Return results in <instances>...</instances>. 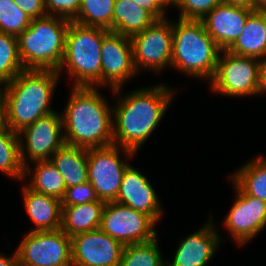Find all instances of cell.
<instances>
[{"label": "cell", "mask_w": 266, "mask_h": 266, "mask_svg": "<svg viewBox=\"0 0 266 266\" xmlns=\"http://www.w3.org/2000/svg\"><path fill=\"white\" fill-rule=\"evenodd\" d=\"M157 84L140 87L126 94L120 92L122 87L111 90L117 97L113 106L114 145L138 153L156 130L177 94V90L169 85Z\"/></svg>", "instance_id": "6da1fadb"}, {"label": "cell", "mask_w": 266, "mask_h": 266, "mask_svg": "<svg viewBox=\"0 0 266 266\" xmlns=\"http://www.w3.org/2000/svg\"><path fill=\"white\" fill-rule=\"evenodd\" d=\"M61 112L65 143L85 149L113 144V107L98 87H71Z\"/></svg>", "instance_id": "7a4b0ae2"}, {"label": "cell", "mask_w": 266, "mask_h": 266, "mask_svg": "<svg viewBox=\"0 0 266 266\" xmlns=\"http://www.w3.org/2000/svg\"><path fill=\"white\" fill-rule=\"evenodd\" d=\"M56 70L25 69L4 84L5 125L18 133L37 119L56 112L51 108L59 82Z\"/></svg>", "instance_id": "3957f363"}, {"label": "cell", "mask_w": 266, "mask_h": 266, "mask_svg": "<svg viewBox=\"0 0 266 266\" xmlns=\"http://www.w3.org/2000/svg\"><path fill=\"white\" fill-rule=\"evenodd\" d=\"M172 21L171 68L186 76L208 80L215 73L221 49L207 33L202 20L178 18Z\"/></svg>", "instance_id": "277c9868"}, {"label": "cell", "mask_w": 266, "mask_h": 266, "mask_svg": "<svg viewBox=\"0 0 266 266\" xmlns=\"http://www.w3.org/2000/svg\"><path fill=\"white\" fill-rule=\"evenodd\" d=\"M109 30L84 26L70 21L66 34L65 53L57 71H66L73 87H102L101 47ZM66 68V70H64Z\"/></svg>", "instance_id": "5b68a950"}, {"label": "cell", "mask_w": 266, "mask_h": 266, "mask_svg": "<svg viewBox=\"0 0 266 266\" xmlns=\"http://www.w3.org/2000/svg\"><path fill=\"white\" fill-rule=\"evenodd\" d=\"M70 21L46 15L32 19L18 37V51L24 69L59 70Z\"/></svg>", "instance_id": "8992f818"}, {"label": "cell", "mask_w": 266, "mask_h": 266, "mask_svg": "<svg viewBox=\"0 0 266 266\" xmlns=\"http://www.w3.org/2000/svg\"><path fill=\"white\" fill-rule=\"evenodd\" d=\"M223 54V55H222ZM261 60L221 50L211 91L227 97L258 95Z\"/></svg>", "instance_id": "52a82bcc"}, {"label": "cell", "mask_w": 266, "mask_h": 266, "mask_svg": "<svg viewBox=\"0 0 266 266\" xmlns=\"http://www.w3.org/2000/svg\"><path fill=\"white\" fill-rule=\"evenodd\" d=\"M136 154L114 144L87 149L88 182L93 186L99 200L112 202L117 198L124 172L130 165L127 161L132 160Z\"/></svg>", "instance_id": "ba28073f"}, {"label": "cell", "mask_w": 266, "mask_h": 266, "mask_svg": "<svg viewBox=\"0 0 266 266\" xmlns=\"http://www.w3.org/2000/svg\"><path fill=\"white\" fill-rule=\"evenodd\" d=\"M137 73L153 71L160 74L171 67L173 32L172 20H156L147 29L130 38Z\"/></svg>", "instance_id": "9c48e42d"}, {"label": "cell", "mask_w": 266, "mask_h": 266, "mask_svg": "<svg viewBox=\"0 0 266 266\" xmlns=\"http://www.w3.org/2000/svg\"><path fill=\"white\" fill-rule=\"evenodd\" d=\"M20 266H71V237L62 229L28 231L15 249Z\"/></svg>", "instance_id": "30bf717a"}, {"label": "cell", "mask_w": 266, "mask_h": 266, "mask_svg": "<svg viewBox=\"0 0 266 266\" xmlns=\"http://www.w3.org/2000/svg\"><path fill=\"white\" fill-rule=\"evenodd\" d=\"M156 224L149 215L112 201L105 203L100 229L126 246L157 238Z\"/></svg>", "instance_id": "8fae6325"}, {"label": "cell", "mask_w": 266, "mask_h": 266, "mask_svg": "<svg viewBox=\"0 0 266 266\" xmlns=\"http://www.w3.org/2000/svg\"><path fill=\"white\" fill-rule=\"evenodd\" d=\"M20 158L24 167L29 162L50 160L65 144L62 116L53 112L37 119L18 132Z\"/></svg>", "instance_id": "7c38bea8"}, {"label": "cell", "mask_w": 266, "mask_h": 266, "mask_svg": "<svg viewBox=\"0 0 266 266\" xmlns=\"http://www.w3.org/2000/svg\"><path fill=\"white\" fill-rule=\"evenodd\" d=\"M235 201L223 220L224 229L239 246L246 245L266 227V202L243 194L235 185Z\"/></svg>", "instance_id": "4fadbf2b"}, {"label": "cell", "mask_w": 266, "mask_h": 266, "mask_svg": "<svg viewBox=\"0 0 266 266\" xmlns=\"http://www.w3.org/2000/svg\"><path fill=\"white\" fill-rule=\"evenodd\" d=\"M102 86L111 90L124 87L125 83L137 76L133 60L132 44L129 37L109 31L101 47Z\"/></svg>", "instance_id": "5bb4252c"}, {"label": "cell", "mask_w": 266, "mask_h": 266, "mask_svg": "<svg viewBox=\"0 0 266 266\" xmlns=\"http://www.w3.org/2000/svg\"><path fill=\"white\" fill-rule=\"evenodd\" d=\"M73 266H119L124 245L101 229L71 237Z\"/></svg>", "instance_id": "9a60e30c"}, {"label": "cell", "mask_w": 266, "mask_h": 266, "mask_svg": "<svg viewBox=\"0 0 266 266\" xmlns=\"http://www.w3.org/2000/svg\"><path fill=\"white\" fill-rule=\"evenodd\" d=\"M213 223L215 222L211 215L197 231L182 238L172 262L167 260L166 266H207L224 239L218 233L217 225Z\"/></svg>", "instance_id": "2e32d148"}, {"label": "cell", "mask_w": 266, "mask_h": 266, "mask_svg": "<svg viewBox=\"0 0 266 266\" xmlns=\"http://www.w3.org/2000/svg\"><path fill=\"white\" fill-rule=\"evenodd\" d=\"M155 190L145 174L129 165L124 172L117 198L114 201L143 212L158 223L164 210Z\"/></svg>", "instance_id": "e0dca14e"}, {"label": "cell", "mask_w": 266, "mask_h": 266, "mask_svg": "<svg viewBox=\"0 0 266 266\" xmlns=\"http://www.w3.org/2000/svg\"><path fill=\"white\" fill-rule=\"evenodd\" d=\"M253 11L254 9L222 1L202 22L217 46L221 50H227L242 33L247 18Z\"/></svg>", "instance_id": "ac0fdd59"}, {"label": "cell", "mask_w": 266, "mask_h": 266, "mask_svg": "<svg viewBox=\"0 0 266 266\" xmlns=\"http://www.w3.org/2000/svg\"><path fill=\"white\" fill-rule=\"evenodd\" d=\"M21 190L24 209L35 226L30 232L61 229L62 203L60 199L33 191L26 184H23Z\"/></svg>", "instance_id": "d6986e66"}, {"label": "cell", "mask_w": 266, "mask_h": 266, "mask_svg": "<svg viewBox=\"0 0 266 266\" xmlns=\"http://www.w3.org/2000/svg\"><path fill=\"white\" fill-rule=\"evenodd\" d=\"M236 55L266 59V9L254 10L242 33L227 49Z\"/></svg>", "instance_id": "ffe728a7"}, {"label": "cell", "mask_w": 266, "mask_h": 266, "mask_svg": "<svg viewBox=\"0 0 266 266\" xmlns=\"http://www.w3.org/2000/svg\"><path fill=\"white\" fill-rule=\"evenodd\" d=\"M105 201L62 206L61 229L69 236L100 229Z\"/></svg>", "instance_id": "44dd1931"}, {"label": "cell", "mask_w": 266, "mask_h": 266, "mask_svg": "<svg viewBox=\"0 0 266 266\" xmlns=\"http://www.w3.org/2000/svg\"><path fill=\"white\" fill-rule=\"evenodd\" d=\"M50 161L62 175L66 188L88 182L87 149L65 143Z\"/></svg>", "instance_id": "7402d4cb"}, {"label": "cell", "mask_w": 266, "mask_h": 266, "mask_svg": "<svg viewBox=\"0 0 266 266\" xmlns=\"http://www.w3.org/2000/svg\"><path fill=\"white\" fill-rule=\"evenodd\" d=\"M157 19L132 0H115L113 8V32L133 37L151 26Z\"/></svg>", "instance_id": "603a6c76"}, {"label": "cell", "mask_w": 266, "mask_h": 266, "mask_svg": "<svg viewBox=\"0 0 266 266\" xmlns=\"http://www.w3.org/2000/svg\"><path fill=\"white\" fill-rule=\"evenodd\" d=\"M34 168L31 169L29 163L24 169V179L26 177L30 180L27 186L33 191L41 194L56 197L60 200L64 198L66 186L62 175L50 160L34 161Z\"/></svg>", "instance_id": "cb8c5ba5"}, {"label": "cell", "mask_w": 266, "mask_h": 266, "mask_svg": "<svg viewBox=\"0 0 266 266\" xmlns=\"http://www.w3.org/2000/svg\"><path fill=\"white\" fill-rule=\"evenodd\" d=\"M239 168L228 176L232 185L243 194L266 202V157L257 155Z\"/></svg>", "instance_id": "d4e9b609"}, {"label": "cell", "mask_w": 266, "mask_h": 266, "mask_svg": "<svg viewBox=\"0 0 266 266\" xmlns=\"http://www.w3.org/2000/svg\"><path fill=\"white\" fill-rule=\"evenodd\" d=\"M24 169L20 158L18 133L6 125L0 127V172L22 182Z\"/></svg>", "instance_id": "484cf974"}, {"label": "cell", "mask_w": 266, "mask_h": 266, "mask_svg": "<svg viewBox=\"0 0 266 266\" xmlns=\"http://www.w3.org/2000/svg\"><path fill=\"white\" fill-rule=\"evenodd\" d=\"M115 0H81L80 9L73 22L113 31V8Z\"/></svg>", "instance_id": "4316f807"}, {"label": "cell", "mask_w": 266, "mask_h": 266, "mask_svg": "<svg viewBox=\"0 0 266 266\" xmlns=\"http://www.w3.org/2000/svg\"><path fill=\"white\" fill-rule=\"evenodd\" d=\"M158 239L124 246L119 266H166Z\"/></svg>", "instance_id": "83f0119b"}, {"label": "cell", "mask_w": 266, "mask_h": 266, "mask_svg": "<svg viewBox=\"0 0 266 266\" xmlns=\"http://www.w3.org/2000/svg\"><path fill=\"white\" fill-rule=\"evenodd\" d=\"M23 70L17 37L0 32V84L11 82Z\"/></svg>", "instance_id": "f1b7e54d"}, {"label": "cell", "mask_w": 266, "mask_h": 266, "mask_svg": "<svg viewBox=\"0 0 266 266\" xmlns=\"http://www.w3.org/2000/svg\"><path fill=\"white\" fill-rule=\"evenodd\" d=\"M32 19L13 0H0V32L18 37Z\"/></svg>", "instance_id": "f546056e"}, {"label": "cell", "mask_w": 266, "mask_h": 266, "mask_svg": "<svg viewBox=\"0 0 266 266\" xmlns=\"http://www.w3.org/2000/svg\"><path fill=\"white\" fill-rule=\"evenodd\" d=\"M222 0H176L175 8L180 9L179 18L202 20Z\"/></svg>", "instance_id": "4dcf8cb0"}, {"label": "cell", "mask_w": 266, "mask_h": 266, "mask_svg": "<svg viewBox=\"0 0 266 266\" xmlns=\"http://www.w3.org/2000/svg\"><path fill=\"white\" fill-rule=\"evenodd\" d=\"M99 201L93 186L89 182H84L66 188L64 198L61 200L62 206H74L77 204Z\"/></svg>", "instance_id": "1f68e13d"}, {"label": "cell", "mask_w": 266, "mask_h": 266, "mask_svg": "<svg viewBox=\"0 0 266 266\" xmlns=\"http://www.w3.org/2000/svg\"><path fill=\"white\" fill-rule=\"evenodd\" d=\"M81 0H44L47 15L73 21L80 9Z\"/></svg>", "instance_id": "d6a6232c"}, {"label": "cell", "mask_w": 266, "mask_h": 266, "mask_svg": "<svg viewBox=\"0 0 266 266\" xmlns=\"http://www.w3.org/2000/svg\"><path fill=\"white\" fill-rule=\"evenodd\" d=\"M31 19L47 15L44 0H13Z\"/></svg>", "instance_id": "836d02e7"}, {"label": "cell", "mask_w": 266, "mask_h": 266, "mask_svg": "<svg viewBox=\"0 0 266 266\" xmlns=\"http://www.w3.org/2000/svg\"><path fill=\"white\" fill-rule=\"evenodd\" d=\"M142 8L148 10L157 20L167 18V8H165L158 0H132ZM166 14V15H165Z\"/></svg>", "instance_id": "e575fe53"}, {"label": "cell", "mask_w": 266, "mask_h": 266, "mask_svg": "<svg viewBox=\"0 0 266 266\" xmlns=\"http://www.w3.org/2000/svg\"><path fill=\"white\" fill-rule=\"evenodd\" d=\"M266 93V59H262L260 63V77H259V88L258 94Z\"/></svg>", "instance_id": "d590c367"}, {"label": "cell", "mask_w": 266, "mask_h": 266, "mask_svg": "<svg viewBox=\"0 0 266 266\" xmlns=\"http://www.w3.org/2000/svg\"><path fill=\"white\" fill-rule=\"evenodd\" d=\"M14 252L9 257L4 253H0V266H20L16 250Z\"/></svg>", "instance_id": "8d00e7d4"}, {"label": "cell", "mask_w": 266, "mask_h": 266, "mask_svg": "<svg viewBox=\"0 0 266 266\" xmlns=\"http://www.w3.org/2000/svg\"><path fill=\"white\" fill-rule=\"evenodd\" d=\"M5 125V89L4 84H0V127Z\"/></svg>", "instance_id": "74e56055"}, {"label": "cell", "mask_w": 266, "mask_h": 266, "mask_svg": "<svg viewBox=\"0 0 266 266\" xmlns=\"http://www.w3.org/2000/svg\"><path fill=\"white\" fill-rule=\"evenodd\" d=\"M225 3L244 6L252 9V0H222Z\"/></svg>", "instance_id": "f35d334b"}, {"label": "cell", "mask_w": 266, "mask_h": 266, "mask_svg": "<svg viewBox=\"0 0 266 266\" xmlns=\"http://www.w3.org/2000/svg\"><path fill=\"white\" fill-rule=\"evenodd\" d=\"M252 9H266V0H252Z\"/></svg>", "instance_id": "ab89813d"}, {"label": "cell", "mask_w": 266, "mask_h": 266, "mask_svg": "<svg viewBox=\"0 0 266 266\" xmlns=\"http://www.w3.org/2000/svg\"><path fill=\"white\" fill-rule=\"evenodd\" d=\"M165 8L168 6L171 8L173 6L175 8L176 0H158Z\"/></svg>", "instance_id": "60d3db41"}]
</instances>
